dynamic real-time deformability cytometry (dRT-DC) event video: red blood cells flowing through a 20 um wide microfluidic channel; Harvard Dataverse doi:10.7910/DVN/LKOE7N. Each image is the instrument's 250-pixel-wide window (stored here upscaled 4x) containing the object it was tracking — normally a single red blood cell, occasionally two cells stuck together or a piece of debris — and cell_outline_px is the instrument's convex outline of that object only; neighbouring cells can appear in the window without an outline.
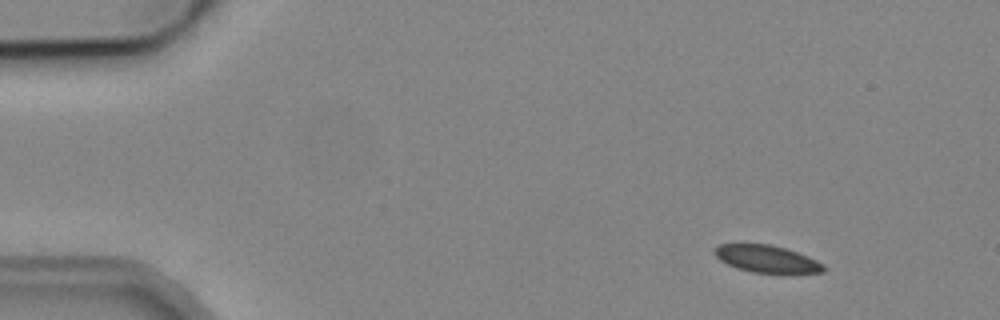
{"species": "common noctule bat (a hibernating species)", "species_latin": "Nyctalus noctula", "temperature_condition": "cold", "stored_images_in_passage": 6, "camera_frame_rate_fps": 3000, "um_per_image_px": 0.085, "animal": {"sex": "male", "body_mass_g": 19.2, "forearm_length_mm": 51.8}, "frame": {"image": 1, "passage_image": 2, "time_ms": 1.0, "image_size_px": [1000, 320], "cell_outline_px": [[828, 268], [824, 272], [784, 276], [752, 272], [736, 268], [720, 260], [712, 252], [720, 244], [768, 244], [784, 248], [808, 256], [824, 264]], "centroid_in_image_um": [65.27, 22.07], "position_along_channel_um": 19.7, "area_um2": 18.03}}
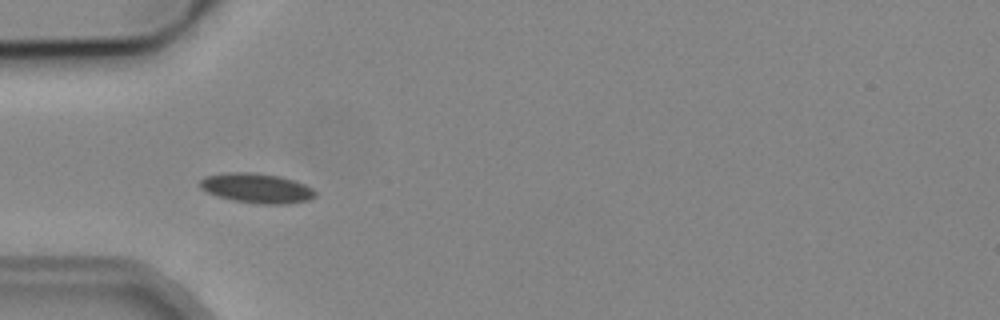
{"frame": {"image": 2, "passage_image": 5, "time_ms": 4.667, "image_size_px": [1000, 320], "cell_outline_px": [[316, 196], [308, 200], [280, 204], [260, 204], [232, 200], [208, 192], [200, 188], [200, 180], [208, 176], [228, 172], [248, 172], [280, 176], [304, 184], [312, 188], [316, 192]], "centroid_in_image_um": [21.83, 15.99], "position_along_channel_um": 63.2, "area_um2": 19.65}}